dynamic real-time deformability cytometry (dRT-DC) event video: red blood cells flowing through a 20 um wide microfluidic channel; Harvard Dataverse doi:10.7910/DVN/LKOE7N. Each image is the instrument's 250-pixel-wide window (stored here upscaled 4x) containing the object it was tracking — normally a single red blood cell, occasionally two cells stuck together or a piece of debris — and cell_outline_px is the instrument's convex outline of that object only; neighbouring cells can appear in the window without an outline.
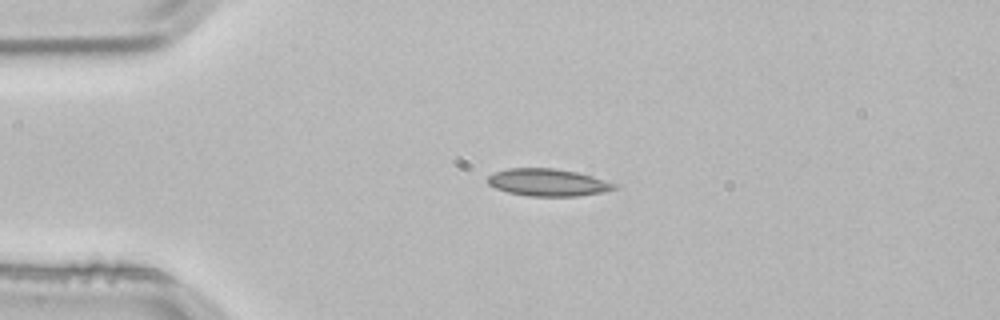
{"species": "common noctule bat (a hibernating species)", "species_latin": "Nyctalus noctula", "temperature_condition": "room temperature", "stored_images_in_passage": 1, "camera_frame_rate_fps": 3000, "um_per_image_px": 0.085, "animal": {"sex": "male", "body_mass_g": 21.5, "forearm_length_mm": 52.0}, "frame": {"image": 1, "passage_image": 1, "time_ms": 0.0, "image_size_px": [1000, 320], "cell_outline_px": [[620, 188], [604, 192], [576, 196], [528, 196], [508, 192], [496, 188], [488, 184], [484, 180], [488, 176], [496, 172], [508, 168], [552, 168], [576, 172], [592, 176], [620, 184]], "centroid_in_image_um": [46.61, 15.51], "position_along_channel_um": 38.4, "area_um2": 20.35}}